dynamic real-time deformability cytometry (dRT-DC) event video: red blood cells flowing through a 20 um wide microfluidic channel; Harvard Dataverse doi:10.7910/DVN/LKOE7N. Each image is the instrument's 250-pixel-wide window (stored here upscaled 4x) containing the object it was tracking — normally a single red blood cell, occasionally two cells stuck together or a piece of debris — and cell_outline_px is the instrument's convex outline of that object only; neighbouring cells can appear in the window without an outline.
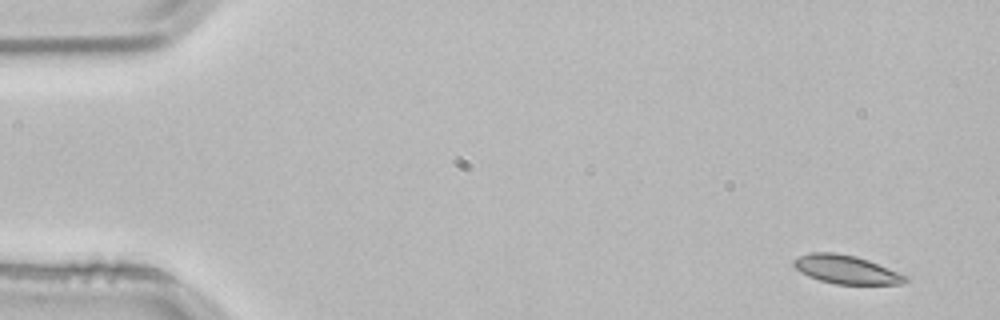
{"species": "common noctule bat (a hibernating species)", "species_latin": "Nyctalus noctula", "temperature_condition": "room temperature", "stored_images_in_passage": 3, "camera_frame_rate_fps": 3000, "um_per_image_px": 0.085, "animal": {"sex": "male", "body_mass_g": 21.5, "forearm_length_mm": 52.0}, "frame": {"image": 1, "passage_image": 1, "time_ms": 0.0, "image_size_px": [1000, 320], "cell_outline_px": [[908, 280], [900, 284], [836, 284], [820, 280], [808, 276], [800, 272], [792, 264], [792, 260], [808, 252], [836, 252], [856, 256], [868, 260], [908, 276]], "centroid_in_image_um": [71.89, 22.9], "position_along_channel_um": 13.1, "area_um2": 18.55}}
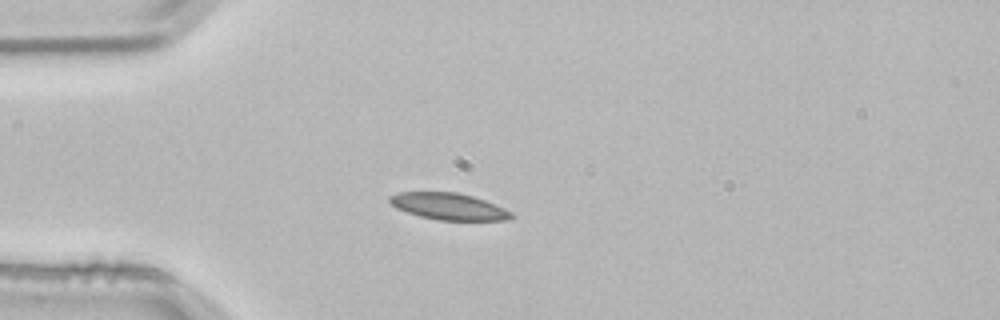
{"frame": {"image": 2, "passage_image": 3, "time_ms": 0.667, "image_size_px": [1000, 320], "cell_outline_px": [[516, 216], [512, 220], [436, 220], [420, 216], [396, 208], [388, 200], [388, 196], [400, 192], [456, 192], [472, 196], [484, 200], [504, 208], [512, 212]], "centroid_in_image_um": [38.16, 17.55], "position_along_channel_um": 46.8, "area_um2": 18.96}}